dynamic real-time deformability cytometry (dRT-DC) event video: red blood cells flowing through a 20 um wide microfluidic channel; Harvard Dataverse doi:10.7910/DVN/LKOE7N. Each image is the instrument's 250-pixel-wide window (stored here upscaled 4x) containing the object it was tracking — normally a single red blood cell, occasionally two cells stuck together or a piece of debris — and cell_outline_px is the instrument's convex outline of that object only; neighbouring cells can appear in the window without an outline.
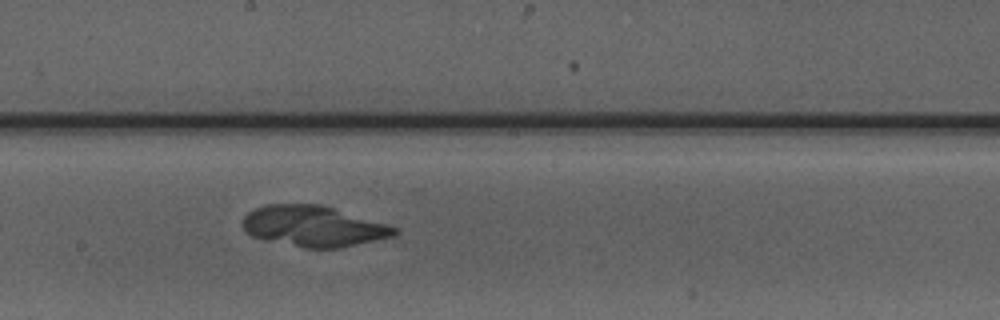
{"species": "Egyptian fruit bat (a non-hibernating species)", "species_latin": "Rousettus aegyptiacus", "temperature_condition": "warm", "stored_images_in_passage": 36, "camera_frame_rate_fps": 3000, "um_per_image_px": 0.085, "animal": {"sex": "male"}, "frame": {"image": 1, "passage_image": 17, "time_ms": 5.333, "image_size_px": [1000, 320], "cell_outline_px": [[400, 232], [396, 236], [340, 248], [304, 248], [252, 236], [244, 232], [244, 216], [248, 212], [264, 204], [320, 204], [400, 228]], "centroid_in_image_um": [26.69, 19.23], "position_along_channel_um": 221.5, "area_um2": 36.01}}
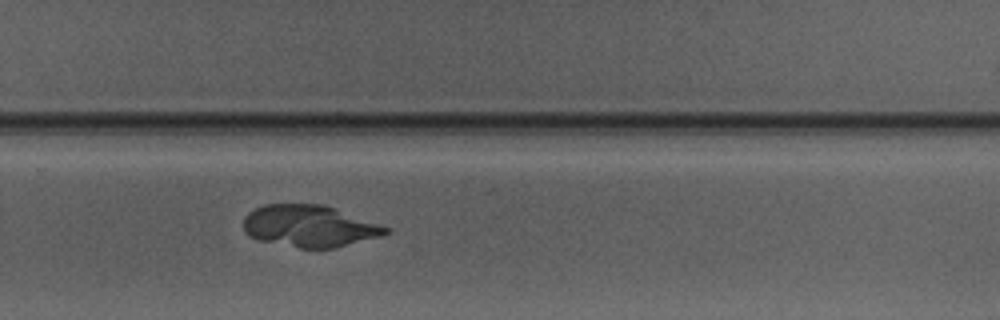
{"frame": {"image": 2, "passage_image": 23, "time_ms": 7.333, "image_size_px": [1000, 320], "cell_outline_px": [[392, 232], [380, 236], [332, 248], [300, 248], [256, 240], [248, 236], [244, 232], [244, 216], [248, 212], [264, 204], [324, 204], [336, 208], [392, 228]], "centroid_in_image_um": [26.3, 19.21], "position_along_channel_um": 303.5, "area_um2": 34.91}}
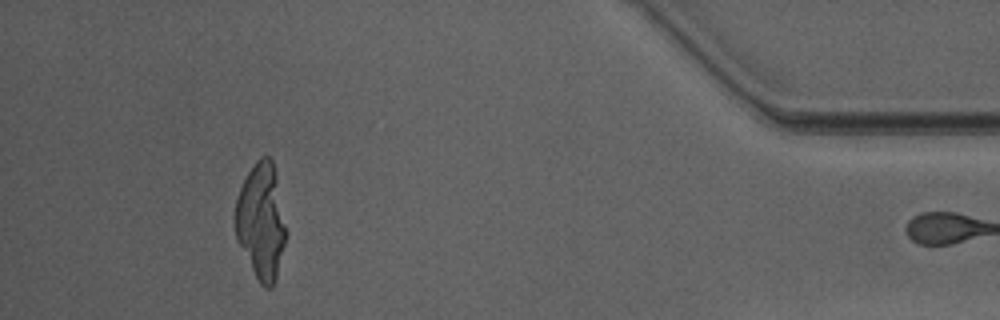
{"frame": {"image": 3, "passage_image": 35, "time_ms": 11.333, "image_size_px": [1000, 320], "cell_outline_px": [[288, 232], [276, 276], [272, 288], [264, 288], [260, 284], [236, 240], [236, 200], [240, 188], [248, 172], [256, 160], [260, 156], [268, 156], [272, 160], [276, 172]], "centroid_in_image_um": [22.23, 18.79], "position_along_channel_um": 413.0, "area_um2": 34.45}}